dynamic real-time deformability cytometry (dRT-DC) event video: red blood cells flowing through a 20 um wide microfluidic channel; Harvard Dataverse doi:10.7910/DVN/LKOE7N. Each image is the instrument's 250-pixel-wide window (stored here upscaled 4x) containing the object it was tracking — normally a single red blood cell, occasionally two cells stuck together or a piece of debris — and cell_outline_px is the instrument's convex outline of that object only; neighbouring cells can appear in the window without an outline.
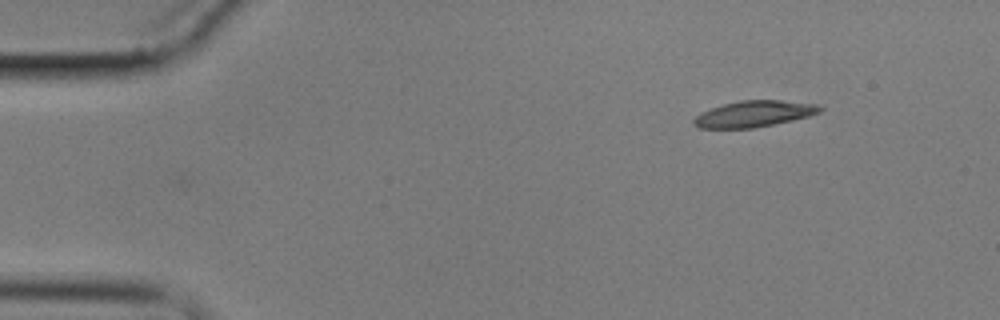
{"species": "common noctule bat (a hibernating species)", "species_latin": "Nyctalus noctula", "temperature_condition": "cold", "stored_images_in_passage": 3, "camera_frame_rate_fps": 3000, "um_per_image_px": 0.085, "animal": {"sex": "male", "body_mass_g": 17.9}, "frame": {"image": 1, "passage_image": 1, "time_ms": 0.0, "image_size_px": [1000, 320], "cell_outline_px": [[824, 108], [820, 112], [808, 116], [792, 120], [752, 128], [700, 128], [692, 124], [692, 120], [700, 112], [724, 104], [740, 100], [780, 100], [820, 104]], "centroid_in_image_um": [64.1, 9.67], "position_along_channel_um": 20.9, "area_um2": 19.25}}